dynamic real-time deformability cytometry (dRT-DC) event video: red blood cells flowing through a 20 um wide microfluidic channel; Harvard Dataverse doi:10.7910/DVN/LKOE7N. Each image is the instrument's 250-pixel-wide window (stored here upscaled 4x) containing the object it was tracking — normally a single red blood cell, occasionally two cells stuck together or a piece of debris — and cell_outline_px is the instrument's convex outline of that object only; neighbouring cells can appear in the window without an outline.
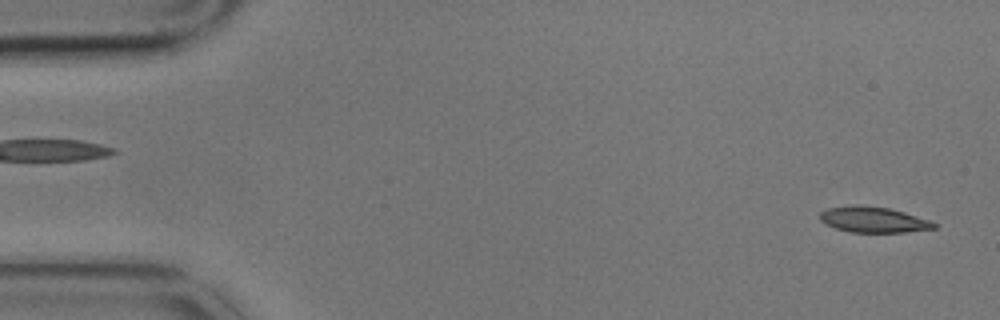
{"species": "common noctule bat (a hibernating species)", "species_latin": "Nyctalus noctula", "temperature_condition": "cold", "stored_images_in_passage": 5, "segment_of_instrument_passage": [2, 2], "camera_frame_rate_fps": 3000, "um_per_image_px": 0.085, "animal": {"sex": "male", "body_mass_g": 17.9}, "frame": {"image": 1, "passage_image": 5, "time_ms": 1.333, "image_size_px": [1000, 320], "cell_outline_px": [[936, 228], [904, 232], [848, 232], [824, 224], [820, 220], [820, 212], [828, 208], [856, 204], [888, 208], [904, 212], [932, 220], [936, 224]], "centroid_in_image_um": [74.23, 18.67], "position_along_channel_um": 10.8, "area_um2": 17.17}}